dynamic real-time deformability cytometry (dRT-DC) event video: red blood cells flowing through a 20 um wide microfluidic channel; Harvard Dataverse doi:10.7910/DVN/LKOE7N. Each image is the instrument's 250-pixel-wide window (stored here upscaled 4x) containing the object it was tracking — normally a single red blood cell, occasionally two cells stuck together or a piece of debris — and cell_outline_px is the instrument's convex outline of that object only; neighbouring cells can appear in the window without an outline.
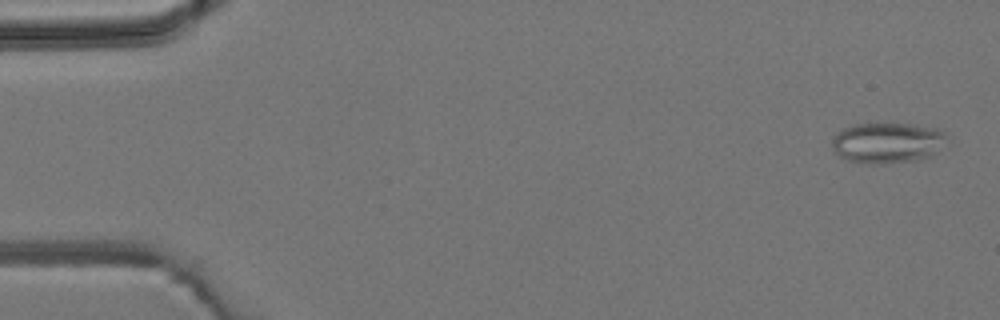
{"species": "common noctule bat (a hibernating species)", "species_latin": "Nyctalus noctula", "temperature_condition": "room temperature", "stored_images_in_passage": 6, "camera_frame_rate_fps": 3000, "um_per_image_px": 0.085, "animal": {"sex": "male", "body_mass_g": 19.2, "forearm_length_mm": 51.8}, "frame": {"image": 1, "passage_image": 1, "time_ms": 0.0, "image_size_px": [1000, 320], "cell_outline_px": [[948, 136], [936, 152], [932, 156], [916, 160], [884, 164], [868, 164], [844, 160], [832, 148], [832, 136], [836, 132], [852, 124], [912, 124], [936, 128], [944, 132]], "centroid_in_image_um": [75.39, 12.14], "position_along_channel_um": 9.6, "area_um2": 27.4}}